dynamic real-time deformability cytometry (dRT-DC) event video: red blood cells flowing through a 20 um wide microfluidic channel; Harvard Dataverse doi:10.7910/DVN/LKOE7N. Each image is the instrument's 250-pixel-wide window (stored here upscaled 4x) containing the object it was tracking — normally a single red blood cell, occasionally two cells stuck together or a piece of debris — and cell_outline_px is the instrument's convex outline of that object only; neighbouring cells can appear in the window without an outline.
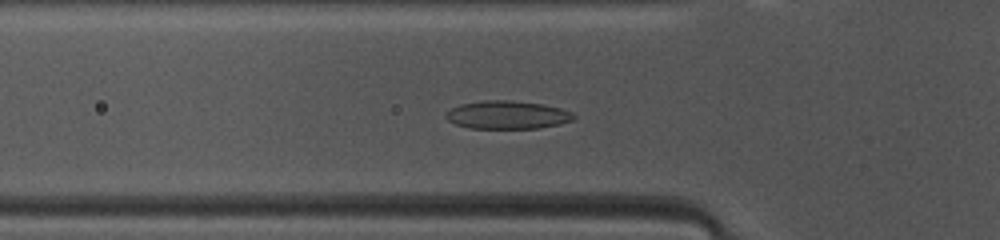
{"species": "common noctule bat (a hibernating species)", "species_latin": "Nyctalus noctula", "temperature_condition": "warm", "stored_images_in_passage": 39, "camera_frame_rate_fps": 3000, "um_per_image_px": 0.085, "animal": {"sex": "female", "body_mass_g": 10.0, "forearm_length_mm": 53.1}, "frame": {"image": 1, "passage_image": 6, "time_ms": 1.667, "image_size_px": [1000, 240], "cell_outline_px": [[576, 116], [572, 120], [560, 124], [540, 128], [468, 128], [456, 124], [448, 120], [444, 116], [452, 108], [460, 104], [484, 100], [508, 100], [540, 104], [560, 108], [572, 112]], "centroid_in_image_um": [43.12, 9.77], "position_along_channel_um": 82.7, "area_um2": 20.81}}
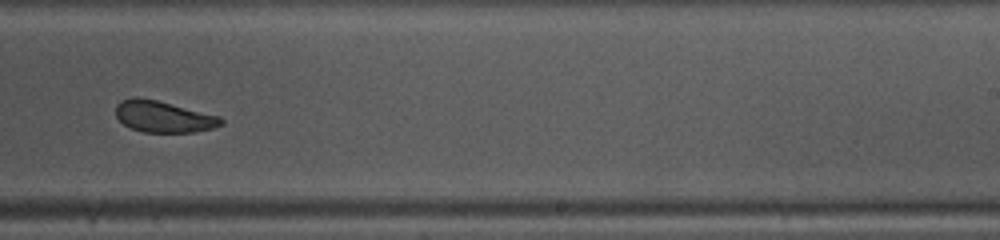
{"frame": {"image": 2, "passage_image": 20, "time_ms": 6.333, "image_size_px": [1000, 240], "cell_outline_px": [[224, 124], [212, 128], [196, 132], [144, 132], [132, 128], [124, 124], [116, 116], [116, 104], [120, 100], [132, 96], [136, 96], [156, 100], [220, 116], [224, 120]], "centroid_in_image_um": [13.89, 9.9], "position_along_channel_um": 275.1, "area_um2": 19.31}}
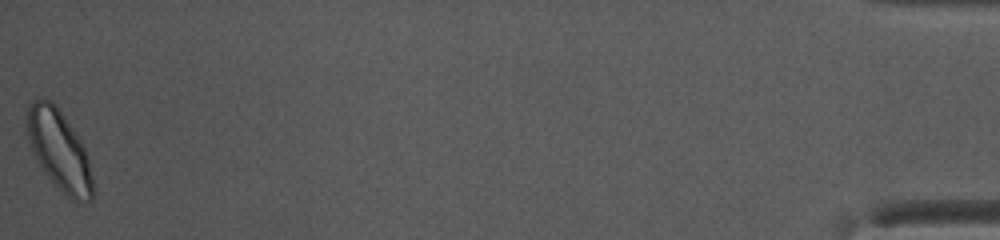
{"frame": {"image": 3, "passage_image": 39, "time_ms": 12.667, "image_size_px": [1000, 240], "cell_outline_px": [[92, 200], [72, 200], [64, 196], [48, 176], [40, 164], [28, 140], [24, 120], [28, 104], [32, 100], [44, 96], [52, 100], [56, 104], [80, 140], [84, 148], [88, 160], [92, 176]], "centroid_in_image_um": [4.98, 12.69], "position_along_channel_um": 430.2, "area_um2": 30.69}, "authors_computed_cell_mechanics": {"area_um2": 20.808, "velocity_mm_per_s": 4.1126, "shape_relaxation_time_tau1_ms": 3.6505, "shape_relaxation_time_tau2_ms": 4.4163, "deformation_change_tau1": 0.095, "deformation_change_tau2": 0.1062}}